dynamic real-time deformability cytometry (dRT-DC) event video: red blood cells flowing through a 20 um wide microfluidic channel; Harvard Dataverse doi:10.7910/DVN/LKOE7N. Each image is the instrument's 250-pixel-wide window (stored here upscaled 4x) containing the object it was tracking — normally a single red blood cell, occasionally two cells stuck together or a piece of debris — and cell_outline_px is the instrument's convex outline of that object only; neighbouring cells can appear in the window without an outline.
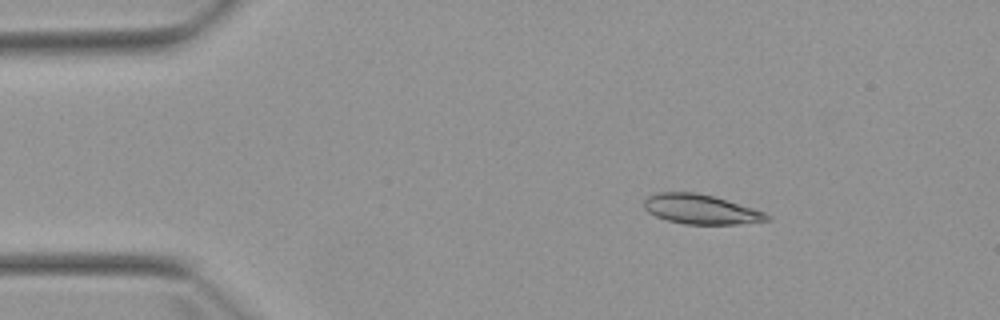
{"species": "Egyptian fruit bat (a non-hibernating species)", "species_latin": "Rousettus aegyptiacus", "temperature_condition": "warm", "stored_images_in_passage": 3, "camera_frame_rate_fps": 3000, "um_per_image_px": 0.085, "animal": {"sex": "female"}, "frame": {"image": 1, "passage_image": 1, "time_ms": 0.0, "image_size_px": [1000, 320], "cell_outline_px": [[772, 220], [736, 224], [684, 224], [668, 220], [656, 216], [648, 212], [644, 208], [644, 200], [648, 196], [656, 192], [696, 192], [712, 196], [752, 208], [764, 212], [772, 216]], "centroid_in_image_um": [59.55, 17.79], "position_along_channel_um": 25.4, "area_um2": 21.1}}
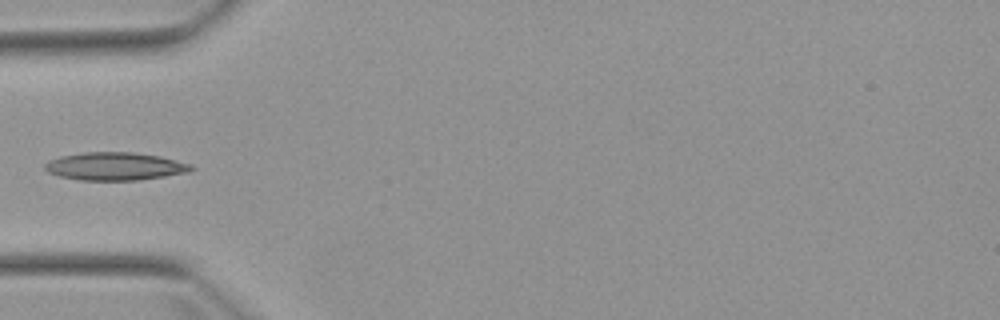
{"frame": {"image": 2, "passage_image": 3, "time_ms": 3.0, "image_size_px": [1000, 320], "cell_outline_px": [[196, 168], [188, 172], [140, 180], [80, 180], [60, 176], [48, 172], [44, 168], [44, 164], [48, 160], [60, 156], [84, 152], [132, 152], [160, 156], [192, 164]], "centroid_in_image_um": [9.78, 14.13], "position_along_channel_um": 75.2, "area_um2": 23.87}}